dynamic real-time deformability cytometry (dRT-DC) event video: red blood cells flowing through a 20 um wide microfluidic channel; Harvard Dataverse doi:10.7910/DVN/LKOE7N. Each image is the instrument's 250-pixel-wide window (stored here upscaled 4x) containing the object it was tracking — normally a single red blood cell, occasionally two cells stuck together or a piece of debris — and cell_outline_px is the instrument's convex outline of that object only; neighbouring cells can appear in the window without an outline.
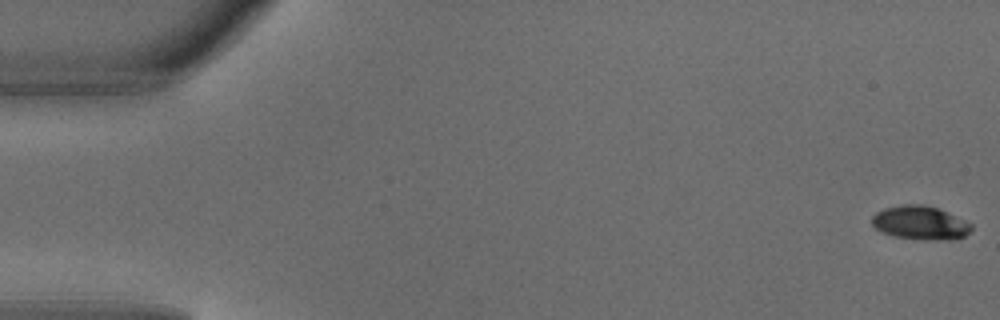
{"species": "common noctule bat (a hibernating species)", "species_latin": "Nyctalus noctula", "temperature_condition": "warm", "stored_images_in_passage": 6, "camera_frame_rate_fps": 3000, "um_per_image_px": 0.085, "animal": {"sex": "male", "body_mass_g": 18.8}, "frame": {"image": 1, "passage_image": 1, "time_ms": 0.0, "image_size_px": [1000, 320], "cell_outline_px": [[972, 228], [964, 236], [948, 240], [924, 240], [892, 236], [880, 232], [872, 224], [872, 216], [876, 212], [884, 208], [904, 204], [924, 204], [936, 208], [964, 220], [972, 224]], "centroid_in_image_um": [78.18, 18.95], "position_along_channel_um": 6.8, "area_um2": 19.48}}
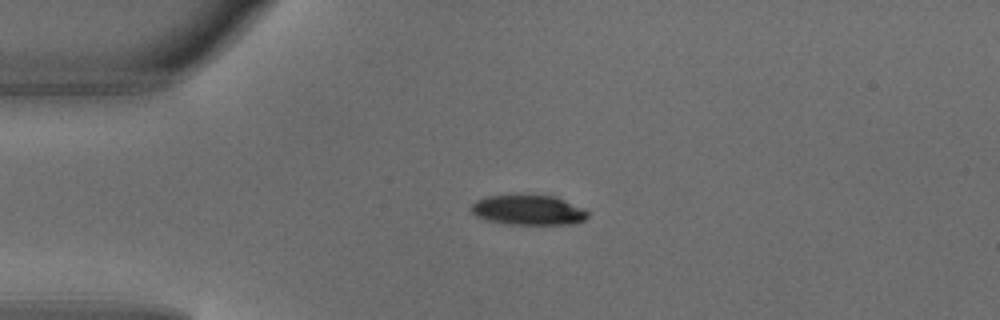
{"frame": {"image": 2, "passage_image": 4, "time_ms": 1.0, "image_size_px": [1000, 320], "cell_outline_px": [[588, 216], [584, 220], [572, 224], [508, 224], [488, 220], [476, 216], [472, 212], [472, 204], [476, 200], [488, 196], [556, 196], [584, 208], [588, 212]], "centroid_in_image_um": [44.94, 17.86], "position_along_channel_um": 40.1, "area_um2": 20.06}}
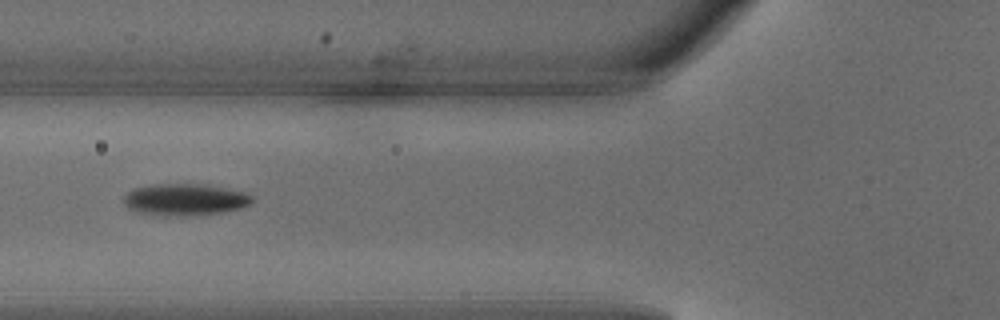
{"frame": {"image": 3, "passage_image": 6, "time_ms": 1.667, "image_size_px": [1000, 320], "cell_outline_px": [[252, 200], [248, 204], [240, 208], [224, 212], [188, 216], [176, 216], [136, 212], [128, 208], [124, 204], [124, 196], [128, 192], [136, 188], [152, 184], [204, 184], [244, 192], [252, 196]], "centroid_in_image_um": [15.7, 16.96], "position_along_channel_um": 110.1, "area_um2": 23.58}}